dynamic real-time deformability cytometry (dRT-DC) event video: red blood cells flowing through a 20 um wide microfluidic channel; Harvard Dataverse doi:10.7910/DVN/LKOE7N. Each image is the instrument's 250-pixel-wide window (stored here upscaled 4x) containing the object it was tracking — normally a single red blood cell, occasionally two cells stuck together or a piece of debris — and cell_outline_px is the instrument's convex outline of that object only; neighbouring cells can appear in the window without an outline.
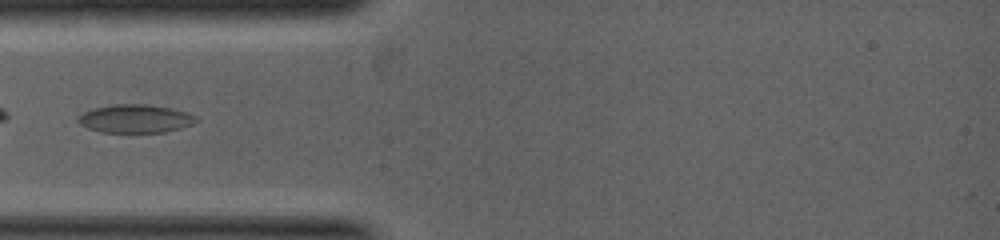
{"species": "common noctule bat (a hibernating species)", "species_latin": "Nyctalus noctula", "temperature_condition": "warm", "stored_images_in_passage": 1, "camera_frame_rate_fps": 5000, "um_per_image_px": 0.085, "animal": {"sex": "female", "body_mass_g": 19.0, "forearm_length_mm": 53.3}, "frame": {"image": 1, "passage_image": 1, "time_ms": 0.0, "image_size_px": [1000, 240], "cell_outline_px": [[200, 120], [192, 124], [180, 128], [164, 132], [100, 132], [88, 128], [80, 124], [76, 120], [76, 116], [84, 112], [96, 108], [116, 104], [144, 104], [168, 108], [184, 112], [196, 116]], "centroid_in_image_um": [11.47, 10.09], "position_along_channel_um": 73.5, "area_um2": 19.25}}